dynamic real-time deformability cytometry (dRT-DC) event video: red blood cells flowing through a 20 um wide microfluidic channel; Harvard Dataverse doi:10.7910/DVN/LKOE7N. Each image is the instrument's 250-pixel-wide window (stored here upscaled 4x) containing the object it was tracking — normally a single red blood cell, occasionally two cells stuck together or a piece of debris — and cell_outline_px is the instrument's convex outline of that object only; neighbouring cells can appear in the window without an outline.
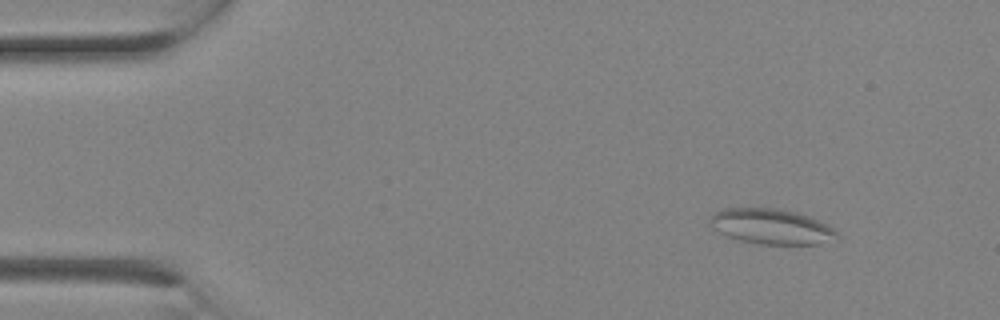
{"species": "Egyptian fruit bat (a non-hibernating species)", "species_latin": "Rousettus aegyptiacus", "temperature_condition": "room temperature", "stored_images_in_passage": 2, "camera_frame_rate_fps": 3000, "um_per_image_px": 0.085, "animal": {"sex": "female"}, "frame": {"image": 1, "passage_image": 1, "time_ms": 0.0, "image_size_px": [1000, 320], "cell_outline_px": [[840, 236], [820, 244], [760, 244], [740, 240], [728, 236], [712, 228], [708, 224], [708, 220], [716, 212], [724, 208], [776, 208], [796, 212], [808, 216], [832, 228]], "centroid_in_image_um": [65.52, 19.25], "position_along_channel_um": 19.5, "area_um2": 25.84}}
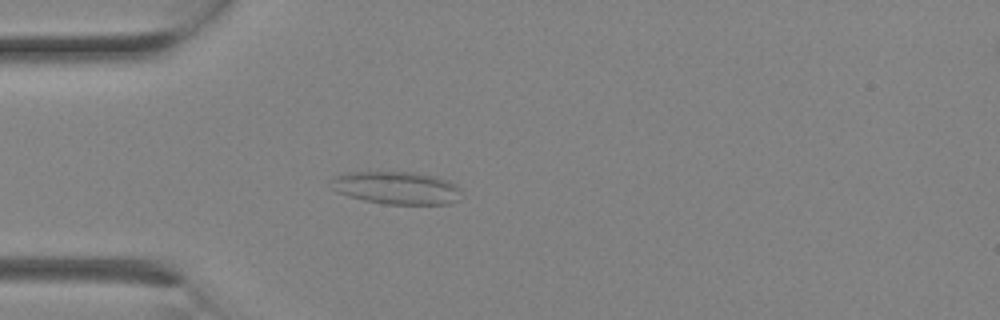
{"frame": {"image": 2, "passage_image": 2, "time_ms": 0.333, "image_size_px": [1000, 320], "cell_outline_px": [[460, 200], [452, 204], [384, 204], [364, 200], [348, 196], [336, 192], [332, 188], [332, 176], [344, 172], [412, 172], [436, 176], [448, 180], [456, 184], [460, 188]], "centroid_in_image_um": [33.72, 15.97], "position_along_channel_um": 51.3, "area_um2": 25.2}}